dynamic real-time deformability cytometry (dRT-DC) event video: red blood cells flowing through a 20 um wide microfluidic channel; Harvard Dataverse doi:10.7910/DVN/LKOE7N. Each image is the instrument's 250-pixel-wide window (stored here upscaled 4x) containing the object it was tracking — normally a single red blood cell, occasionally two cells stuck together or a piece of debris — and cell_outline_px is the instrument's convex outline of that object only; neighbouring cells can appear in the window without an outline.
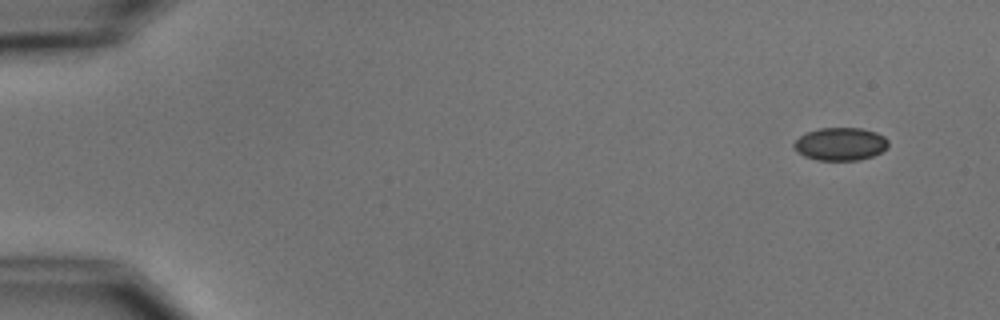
{"species": "common noctule bat (a hibernating species)", "species_latin": "Nyctalus noctula", "temperature_condition": "cold", "stored_images_in_passage": 5, "camera_frame_rate_fps": 3000, "um_per_image_px": 0.085, "animal": {"sex": "male", "body_mass_g": 15.6}, "frame": {"image": 1, "passage_image": 1, "time_ms": 0.0, "image_size_px": [1000, 320], "cell_outline_px": [[888, 144], [880, 152], [872, 156], [860, 160], [816, 160], [804, 156], [792, 144], [800, 136], [808, 132], [820, 128], [860, 128], [876, 132], [884, 136], [888, 140]], "centroid_in_image_um": [71.44, 12.24], "position_along_channel_um": 13.6, "area_um2": 17.86}}
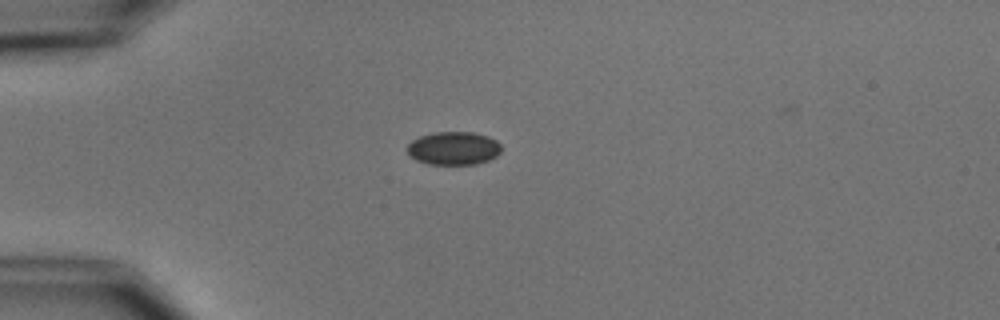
{"frame": {"image": 2, "passage_image": 4, "time_ms": 3.667, "image_size_px": [1000, 320], "cell_outline_px": [[500, 152], [496, 156], [488, 160], [476, 164], [428, 164], [416, 160], [408, 152], [408, 144], [412, 140], [420, 136], [432, 132], [472, 132], [488, 136], [496, 140], [500, 144]], "centroid_in_image_um": [38.56, 12.59], "position_along_channel_um": 46.4, "area_um2": 18.15}}